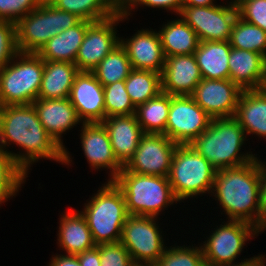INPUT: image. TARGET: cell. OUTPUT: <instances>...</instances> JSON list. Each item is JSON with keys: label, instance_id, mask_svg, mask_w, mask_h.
I'll list each match as a JSON object with an SVG mask.
<instances>
[{"label": "cell", "instance_id": "52a82bcc", "mask_svg": "<svg viewBox=\"0 0 266 266\" xmlns=\"http://www.w3.org/2000/svg\"><path fill=\"white\" fill-rule=\"evenodd\" d=\"M216 169L190 145H177L168 176L175 198L183 202L211 194Z\"/></svg>", "mask_w": 266, "mask_h": 266}, {"label": "cell", "instance_id": "f6af8a7d", "mask_svg": "<svg viewBox=\"0 0 266 266\" xmlns=\"http://www.w3.org/2000/svg\"><path fill=\"white\" fill-rule=\"evenodd\" d=\"M266 255L258 254V256H254L251 258H246L244 260H241V262H235L228 265L223 266H265L266 264Z\"/></svg>", "mask_w": 266, "mask_h": 266}, {"label": "cell", "instance_id": "bcb514c9", "mask_svg": "<svg viewBox=\"0 0 266 266\" xmlns=\"http://www.w3.org/2000/svg\"><path fill=\"white\" fill-rule=\"evenodd\" d=\"M216 0H182V6H213Z\"/></svg>", "mask_w": 266, "mask_h": 266}, {"label": "cell", "instance_id": "74e56055", "mask_svg": "<svg viewBox=\"0 0 266 266\" xmlns=\"http://www.w3.org/2000/svg\"><path fill=\"white\" fill-rule=\"evenodd\" d=\"M100 266H130L133 262L129 252L119 241L98 244Z\"/></svg>", "mask_w": 266, "mask_h": 266}, {"label": "cell", "instance_id": "836d02e7", "mask_svg": "<svg viewBox=\"0 0 266 266\" xmlns=\"http://www.w3.org/2000/svg\"><path fill=\"white\" fill-rule=\"evenodd\" d=\"M229 42L233 48L259 53L266 58V32L239 16L233 25Z\"/></svg>", "mask_w": 266, "mask_h": 266}, {"label": "cell", "instance_id": "9c48e42d", "mask_svg": "<svg viewBox=\"0 0 266 266\" xmlns=\"http://www.w3.org/2000/svg\"><path fill=\"white\" fill-rule=\"evenodd\" d=\"M222 224L211 230L212 233L201 245L207 266L235 263L246 242L261 233L255 226L243 221L228 220Z\"/></svg>", "mask_w": 266, "mask_h": 266}, {"label": "cell", "instance_id": "83f0119b", "mask_svg": "<svg viewBox=\"0 0 266 266\" xmlns=\"http://www.w3.org/2000/svg\"><path fill=\"white\" fill-rule=\"evenodd\" d=\"M178 18L169 20L158 30L165 57L193 54L200 43L196 32Z\"/></svg>", "mask_w": 266, "mask_h": 266}, {"label": "cell", "instance_id": "ab89813d", "mask_svg": "<svg viewBox=\"0 0 266 266\" xmlns=\"http://www.w3.org/2000/svg\"><path fill=\"white\" fill-rule=\"evenodd\" d=\"M139 6L151 8H162L166 11L175 12L179 15L182 9V0H119V11L128 20L132 10L138 9Z\"/></svg>", "mask_w": 266, "mask_h": 266}, {"label": "cell", "instance_id": "ba28073f", "mask_svg": "<svg viewBox=\"0 0 266 266\" xmlns=\"http://www.w3.org/2000/svg\"><path fill=\"white\" fill-rule=\"evenodd\" d=\"M81 20L76 14L59 10L50 2L42 1L15 24L18 52L38 53L51 38Z\"/></svg>", "mask_w": 266, "mask_h": 266}, {"label": "cell", "instance_id": "277c9868", "mask_svg": "<svg viewBox=\"0 0 266 266\" xmlns=\"http://www.w3.org/2000/svg\"><path fill=\"white\" fill-rule=\"evenodd\" d=\"M113 182L123 193L129 215L158 217L168 206L179 202L168 177L136 174L123 167Z\"/></svg>", "mask_w": 266, "mask_h": 266}, {"label": "cell", "instance_id": "f35d334b", "mask_svg": "<svg viewBox=\"0 0 266 266\" xmlns=\"http://www.w3.org/2000/svg\"><path fill=\"white\" fill-rule=\"evenodd\" d=\"M17 53L15 23L0 20V68L8 64Z\"/></svg>", "mask_w": 266, "mask_h": 266}, {"label": "cell", "instance_id": "7c38bea8", "mask_svg": "<svg viewBox=\"0 0 266 266\" xmlns=\"http://www.w3.org/2000/svg\"><path fill=\"white\" fill-rule=\"evenodd\" d=\"M181 17L201 41H229L238 10L226 5L182 6Z\"/></svg>", "mask_w": 266, "mask_h": 266}, {"label": "cell", "instance_id": "cb8c5ba5", "mask_svg": "<svg viewBox=\"0 0 266 266\" xmlns=\"http://www.w3.org/2000/svg\"><path fill=\"white\" fill-rule=\"evenodd\" d=\"M234 117L246 137L254 134L266 138V88L243 90Z\"/></svg>", "mask_w": 266, "mask_h": 266}, {"label": "cell", "instance_id": "ffe728a7", "mask_svg": "<svg viewBox=\"0 0 266 266\" xmlns=\"http://www.w3.org/2000/svg\"><path fill=\"white\" fill-rule=\"evenodd\" d=\"M202 79L194 53L166 57L161 91L172 96L191 95Z\"/></svg>", "mask_w": 266, "mask_h": 266}, {"label": "cell", "instance_id": "4dcf8cb0", "mask_svg": "<svg viewBox=\"0 0 266 266\" xmlns=\"http://www.w3.org/2000/svg\"><path fill=\"white\" fill-rule=\"evenodd\" d=\"M126 91L137 107L156 97L161 91V74L149 70L132 69L125 79Z\"/></svg>", "mask_w": 266, "mask_h": 266}, {"label": "cell", "instance_id": "4316f807", "mask_svg": "<svg viewBox=\"0 0 266 266\" xmlns=\"http://www.w3.org/2000/svg\"><path fill=\"white\" fill-rule=\"evenodd\" d=\"M229 41H201L194 52L202 78L229 79Z\"/></svg>", "mask_w": 266, "mask_h": 266}, {"label": "cell", "instance_id": "d4e9b609", "mask_svg": "<svg viewBox=\"0 0 266 266\" xmlns=\"http://www.w3.org/2000/svg\"><path fill=\"white\" fill-rule=\"evenodd\" d=\"M92 22L81 20L77 25L51 38L37 53L44 61H62L75 64L87 27Z\"/></svg>", "mask_w": 266, "mask_h": 266}, {"label": "cell", "instance_id": "60d3db41", "mask_svg": "<svg viewBox=\"0 0 266 266\" xmlns=\"http://www.w3.org/2000/svg\"><path fill=\"white\" fill-rule=\"evenodd\" d=\"M238 16L266 32V0H249L238 9Z\"/></svg>", "mask_w": 266, "mask_h": 266}, {"label": "cell", "instance_id": "8d00e7d4", "mask_svg": "<svg viewBox=\"0 0 266 266\" xmlns=\"http://www.w3.org/2000/svg\"><path fill=\"white\" fill-rule=\"evenodd\" d=\"M41 3L42 0H0V20L16 24Z\"/></svg>", "mask_w": 266, "mask_h": 266}, {"label": "cell", "instance_id": "f1b7e54d", "mask_svg": "<svg viewBox=\"0 0 266 266\" xmlns=\"http://www.w3.org/2000/svg\"><path fill=\"white\" fill-rule=\"evenodd\" d=\"M50 3L90 22L108 19L119 11V0H51Z\"/></svg>", "mask_w": 266, "mask_h": 266}, {"label": "cell", "instance_id": "f546056e", "mask_svg": "<svg viewBox=\"0 0 266 266\" xmlns=\"http://www.w3.org/2000/svg\"><path fill=\"white\" fill-rule=\"evenodd\" d=\"M170 95L160 92L156 97L149 99L136 107L135 115L144 133H165Z\"/></svg>", "mask_w": 266, "mask_h": 266}, {"label": "cell", "instance_id": "ee69618b", "mask_svg": "<svg viewBox=\"0 0 266 266\" xmlns=\"http://www.w3.org/2000/svg\"><path fill=\"white\" fill-rule=\"evenodd\" d=\"M48 266H81L77 255L59 254L51 257Z\"/></svg>", "mask_w": 266, "mask_h": 266}, {"label": "cell", "instance_id": "d6a6232c", "mask_svg": "<svg viewBox=\"0 0 266 266\" xmlns=\"http://www.w3.org/2000/svg\"><path fill=\"white\" fill-rule=\"evenodd\" d=\"M28 173L0 147V206L21 190Z\"/></svg>", "mask_w": 266, "mask_h": 266}, {"label": "cell", "instance_id": "30bf717a", "mask_svg": "<svg viewBox=\"0 0 266 266\" xmlns=\"http://www.w3.org/2000/svg\"><path fill=\"white\" fill-rule=\"evenodd\" d=\"M157 218L159 217L128 215L120 242L133 262L155 264L166 250Z\"/></svg>", "mask_w": 266, "mask_h": 266}, {"label": "cell", "instance_id": "c3c4849f", "mask_svg": "<svg viewBox=\"0 0 266 266\" xmlns=\"http://www.w3.org/2000/svg\"><path fill=\"white\" fill-rule=\"evenodd\" d=\"M130 266H155V264L142 263V262H132Z\"/></svg>", "mask_w": 266, "mask_h": 266}, {"label": "cell", "instance_id": "44dd1931", "mask_svg": "<svg viewBox=\"0 0 266 266\" xmlns=\"http://www.w3.org/2000/svg\"><path fill=\"white\" fill-rule=\"evenodd\" d=\"M229 79L242 90L266 88V58L248 50L231 47Z\"/></svg>", "mask_w": 266, "mask_h": 266}, {"label": "cell", "instance_id": "7bdbcfd3", "mask_svg": "<svg viewBox=\"0 0 266 266\" xmlns=\"http://www.w3.org/2000/svg\"><path fill=\"white\" fill-rule=\"evenodd\" d=\"M81 266H100L99 247L77 254Z\"/></svg>", "mask_w": 266, "mask_h": 266}, {"label": "cell", "instance_id": "7a4b0ae2", "mask_svg": "<svg viewBox=\"0 0 266 266\" xmlns=\"http://www.w3.org/2000/svg\"><path fill=\"white\" fill-rule=\"evenodd\" d=\"M260 167L261 159L257 157L239 167L216 170L211 191L228 220L247 222L257 229Z\"/></svg>", "mask_w": 266, "mask_h": 266}, {"label": "cell", "instance_id": "1f68e13d", "mask_svg": "<svg viewBox=\"0 0 266 266\" xmlns=\"http://www.w3.org/2000/svg\"><path fill=\"white\" fill-rule=\"evenodd\" d=\"M131 70L132 66L127 53L119 43L91 72L105 86L125 80Z\"/></svg>", "mask_w": 266, "mask_h": 266}, {"label": "cell", "instance_id": "8fae6325", "mask_svg": "<svg viewBox=\"0 0 266 266\" xmlns=\"http://www.w3.org/2000/svg\"><path fill=\"white\" fill-rule=\"evenodd\" d=\"M211 119L190 95H170L164 135L177 145H189L208 128Z\"/></svg>", "mask_w": 266, "mask_h": 266}, {"label": "cell", "instance_id": "7dc6e473", "mask_svg": "<svg viewBox=\"0 0 266 266\" xmlns=\"http://www.w3.org/2000/svg\"><path fill=\"white\" fill-rule=\"evenodd\" d=\"M231 2H227V5L230 6L232 9L238 10L242 7L245 3L249 0H230Z\"/></svg>", "mask_w": 266, "mask_h": 266}, {"label": "cell", "instance_id": "d590c367", "mask_svg": "<svg viewBox=\"0 0 266 266\" xmlns=\"http://www.w3.org/2000/svg\"><path fill=\"white\" fill-rule=\"evenodd\" d=\"M172 246L166 248L155 266H207L201 244L199 247L176 246V244Z\"/></svg>", "mask_w": 266, "mask_h": 266}, {"label": "cell", "instance_id": "5bb4252c", "mask_svg": "<svg viewBox=\"0 0 266 266\" xmlns=\"http://www.w3.org/2000/svg\"><path fill=\"white\" fill-rule=\"evenodd\" d=\"M177 144L162 133H144L124 168L141 175L168 177Z\"/></svg>", "mask_w": 266, "mask_h": 266}, {"label": "cell", "instance_id": "e575fe53", "mask_svg": "<svg viewBox=\"0 0 266 266\" xmlns=\"http://www.w3.org/2000/svg\"><path fill=\"white\" fill-rule=\"evenodd\" d=\"M103 89L105 118L135 114L136 106L126 91L125 80L105 85Z\"/></svg>", "mask_w": 266, "mask_h": 266}, {"label": "cell", "instance_id": "e0dca14e", "mask_svg": "<svg viewBox=\"0 0 266 266\" xmlns=\"http://www.w3.org/2000/svg\"><path fill=\"white\" fill-rule=\"evenodd\" d=\"M68 99L83 123H101L105 119L104 89L92 72L80 71Z\"/></svg>", "mask_w": 266, "mask_h": 266}, {"label": "cell", "instance_id": "ac0fdd59", "mask_svg": "<svg viewBox=\"0 0 266 266\" xmlns=\"http://www.w3.org/2000/svg\"><path fill=\"white\" fill-rule=\"evenodd\" d=\"M81 125V147L89 166L92 170L109 169L110 178L107 181H113L123 166L113 153L106 128L102 123H82Z\"/></svg>", "mask_w": 266, "mask_h": 266}, {"label": "cell", "instance_id": "5b68a950", "mask_svg": "<svg viewBox=\"0 0 266 266\" xmlns=\"http://www.w3.org/2000/svg\"><path fill=\"white\" fill-rule=\"evenodd\" d=\"M102 185L80 211L96 245L119 242L129 215L123 193L115 183L107 181Z\"/></svg>", "mask_w": 266, "mask_h": 266}, {"label": "cell", "instance_id": "603a6c76", "mask_svg": "<svg viewBox=\"0 0 266 266\" xmlns=\"http://www.w3.org/2000/svg\"><path fill=\"white\" fill-rule=\"evenodd\" d=\"M69 211V212H68ZM60 217L58 247L66 254L77 255L96 246L86 218L79 210L70 209Z\"/></svg>", "mask_w": 266, "mask_h": 266}, {"label": "cell", "instance_id": "7402d4cb", "mask_svg": "<svg viewBox=\"0 0 266 266\" xmlns=\"http://www.w3.org/2000/svg\"><path fill=\"white\" fill-rule=\"evenodd\" d=\"M101 123L108 132L117 161L124 167L133 157L144 134L136 115L112 116Z\"/></svg>", "mask_w": 266, "mask_h": 266}, {"label": "cell", "instance_id": "2e32d148", "mask_svg": "<svg viewBox=\"0 0 266 266\" xmlns=\"http://www.w3.org/2000/svg\"><path fill=\"white\" fill-rule=\"evenodd\" d=\"M32 104L44 129L64 149V165H69L73 158L63 144L62 134L83 123L75 107L68 98L37 99Z\"/></svg>", "mask_w": 266, "mask_h": 266}, {"label": "cell", "instance_id": "d6986e66", "mask_svg": "<svg viewBox=\"0 0 266 266\" xmlns=\"http://www.w3.org/2000/svg\"><path fill=\"white\" fill-rule=\"evenodd\" d=\"M120 44L127 53L132 69L162 73L166 57L156 30L142 28L130 38L120 37Z\"/></svg>", "mask_w": 266, "mask_h": 266}, {"label": "cell", "instance_id": "9a60e30c", "mask_svg": "<svg viewBox=\"0 0 266 266\" xmlns=\"http://www.w3.org/2000/svg\"><path fill=\"white\" fill-rule=\"evenodd\" d=\"M242 91L230 79L203 78L190 96L210 117H232Z\"/></svg>", "mask_w": 266, "mask_h": 266}, {"label": "cell", "instance_id": "484cf974", "mask_svg": "<svg viewBox=\"0 0 266 266\" xmlns=\"http://www.w3.org/2000/svg\"><path fill=\"white\" fill-rule=\"evenodd\" d=\"M79 72L76 64L71 62L44 61L38 99L68 98Z\"/></svg>", "mask_w": 266, "mask_h": 266}, {"label": "cell", "instance_id": "3957f363", "mask_svg": "<svg viewBox=\"0 0 266 266\" xmlns=\"http://www.w3.org/2000/svg\"><path fill=\"white\" fill-rule=\"evenodd\" d=\"M247 140L234 116L217 117L212 118L208 128L189 145L219 170L239 167L257 158L252 152H240Z\"/></svg>", "mask_w": 266, "mask_h": 266}, {"label": "cell", "instance_id": "4fadbf2b", "mask_svg": "<svg viewBox=\"0 0 266 266\" xmlns=\"http://www.w3.org/2000/svg\"><path fill=\"white\" fill-rule=\"evenodd\" d=\"M125 19L118 11L112 17L92 22L87 27L75 59L79 71L91 72L120 43L116 27Z\"/></svg>", "mask_w": 266, "mask_h": 266}, {"label": "cell", "instance_id": "8992f818", "mask_svg": "<svg viewBox=\"0 0 266 266\" xmlns=\"http://www.w3.org/2000/svg\"><path fill=\"white\" fill-rule=\"evenodd\" d=\"M44 60L37 53L18 52L0 68V106L29 105L38 99Z\"/></svg>", "mask_w": 266, "mask_h": 266}, {"label": "cell", "instance_id": "6da1fadb", "mask_svg": "<svg viewBox=\"0 0 266 266\" xmlns=\"http://www.w3.org/2000/svg\"><path fill=\"white\" fill-rule=\"evenodd\" d=\"M11 144L24 151H10ZM0 147L27 173L42 158L64 164V149L44 129L33 104L0 106Z\"/></svg>", "mask_w": 266, "mask_h": 266}, {"label": "cell", "instance_id": "b9f144b4", "mask_svg": "<svg viewBox=\"0 0 266 266\" xmlns=\"http://www.w3.org/2000/svg\"><path fill=\"white\" fill-rule=\"evenodd\" d=\"M261 185H260V198L258 210V230L264 232L266 230V162L261 161L260 167Z\"/></svg>", "mask_w": 266, "mask_h": 266}]
</instances>
